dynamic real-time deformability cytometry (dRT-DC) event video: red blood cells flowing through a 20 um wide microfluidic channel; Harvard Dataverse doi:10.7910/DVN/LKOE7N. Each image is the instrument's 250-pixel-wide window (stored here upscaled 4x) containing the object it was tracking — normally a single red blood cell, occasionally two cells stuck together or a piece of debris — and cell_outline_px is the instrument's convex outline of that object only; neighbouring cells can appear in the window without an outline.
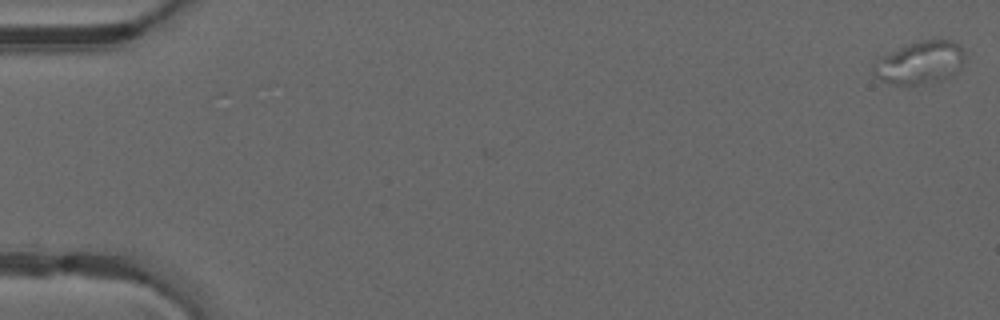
{"species": "common noctule bat (a hibernating species)", "species_latin": "Nyctalus noctula", "temperature_condition": "warm", "stored_images_in_passage": 4, "camera_frame_rate_fps": 3000, "um_per_image_px": 0.085, "animal": {"sex": "male", "forearm_length_mm": 52.5}, "frame": {"image": 1, "passage_image": 1, "time_ms": 0.0, "image_size_px": [1000, 320], "cell_outline_px": [[964, 60], [960, 68], [948, 80], [908, 88], [892, 84], [880, 80], [872, 72], [872, 68], [880, 56], [920, 40], [940, 36], [952, 40], [964, 52]], "centroid_in_image_um": [78.23, 5.36], "position_along_channel_um": 6.8, "area_um2": 23.76}}